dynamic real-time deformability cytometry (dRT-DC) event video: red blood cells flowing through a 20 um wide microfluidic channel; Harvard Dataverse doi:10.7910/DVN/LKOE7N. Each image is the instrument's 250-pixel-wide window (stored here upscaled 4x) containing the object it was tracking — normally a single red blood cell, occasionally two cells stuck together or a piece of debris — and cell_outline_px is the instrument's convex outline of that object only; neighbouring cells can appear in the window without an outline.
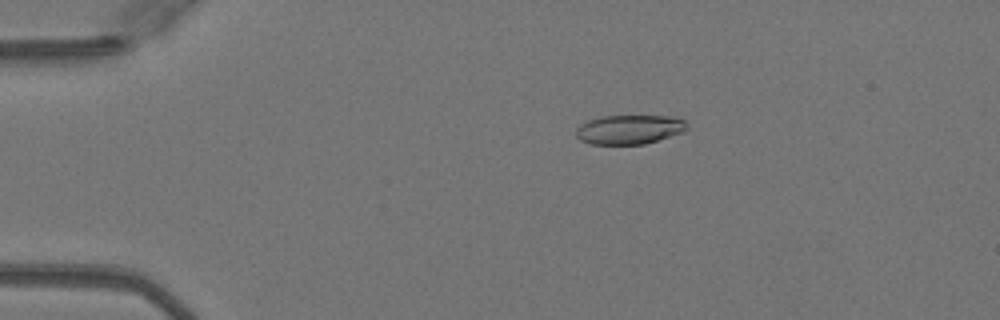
{"species": "Egyptian fruit bat (a non-hibernating species)", "species_latin": "Rousettus aegyptiacus", "temperature_condition": "warm", "stored_images_in_passage": 47, "camera_frame_rate_fps": 3000, "um_per_image_px": 0.085, "animal": {"sex": "female"}, "frame": {"image": 1, "passage_image": 10, "time_ms": 3.0, "image_size_px": [1000, 320], "cell_outline_px": [[688, 128], [684, 132], [644, 144], [592, 144], [580, 140], [576, 136], [576, 128], [580, 124], [588, 120], [604, 116], [676, 116], [684, 120]], "centroid_in_image_um": [53.5, 11.0], "position_along_channel_um": 31.5, "area_um2": 18.96}}
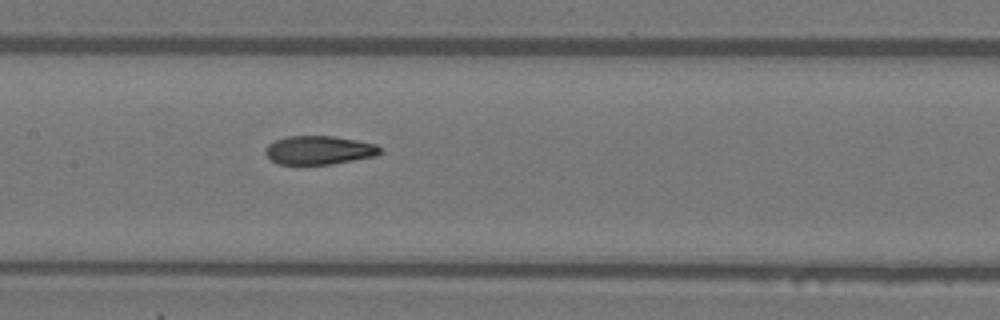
{"frame": {"image": 2, "passage_image": 25, "time_ms": 8.0, "image_size_px": [1000, 320], "cell_outline_px": [[380, 152], [376, 156], [328, 164], [280, 164], [272, 160], [264, 152], [264, 148], [268, 144], [276, 140], [288, 136], [332, 136], [356, 140], [376, 144], [380, 148]], "centroid_in_image_um": [27.09, 12.75], "position_along_channel_um": 180.3, "area_um2": 18.9}}
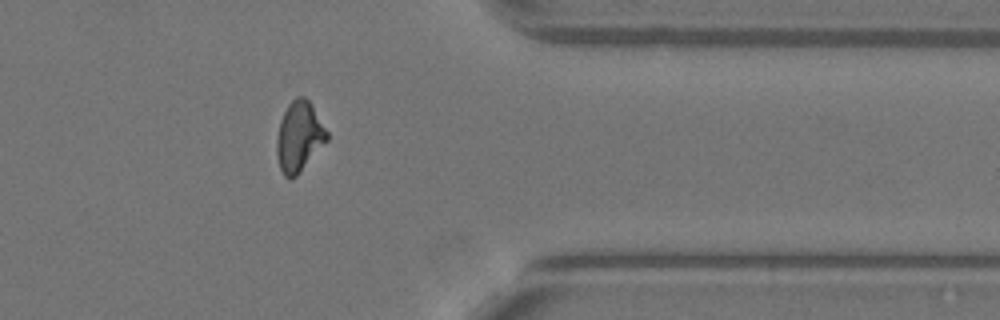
{"frame": {"image": 3, "passage_image": 41, "time_ms": 13.333, "image_size_px": [1000, 320], "cell_outline_px": [[328, 140], [296, 176], [288, 180], [284, 176], [280, 168], [276, 156], [276, 140], [280, 120], [288, 104], [296, 96], [304, 96], [308, 100], [328, 132]], "centroid_in_image_um": [25.4, 11.62], "position_along_channel_um": 386.0, "area_um2": 20.46}, "authors_computed_cell_mechanics": {"area_um2": 19.941, "velocity_mm_per_s": 4.0854, "shape_relaxation_time_tau1_ms": 6.2828, "shape_relaxation_time_tau2_ms": 1.672, "deformation_change_tau1": 0.2302, "deformation_change_tau2": 0.0889}}